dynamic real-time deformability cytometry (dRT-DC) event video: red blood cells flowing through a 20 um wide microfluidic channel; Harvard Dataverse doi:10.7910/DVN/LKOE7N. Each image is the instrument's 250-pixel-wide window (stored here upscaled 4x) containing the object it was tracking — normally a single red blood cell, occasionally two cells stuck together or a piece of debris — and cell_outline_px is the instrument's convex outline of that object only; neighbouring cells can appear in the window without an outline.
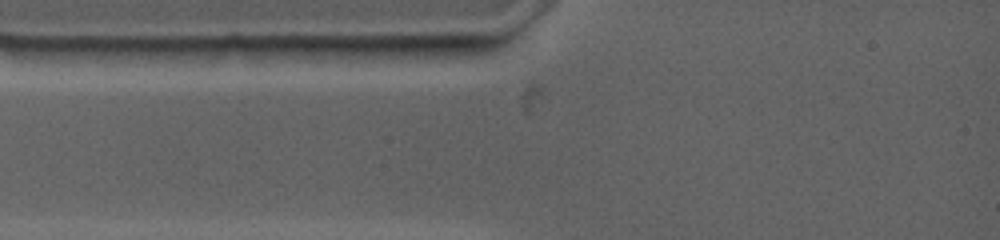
{"species": "common noctule bat (a hibernating species)", "species_latin": "Nyctalus noctula", "temperature_condition": "warm", "stored_images_in_passage": 1, "camera_frame_rate_fps": 4500, "um_per_image_px": 0.085, "animal": {"sex": "female", "body_mass_g": 19.0, "forearm_length_mm": 53.3}, "frame": {"image": 1, "passage_image": 1, "time_ms": 0.0, "image_size_px": [1000, 240], "cell_outline_px": [[472, 48], [428, 64], [320, 64], [300, 48], [424, 44], [472, 44]], "centroid_in_image_um": [32.77, 4.58], "position_along_channel_um": 52.2, "area_um2": 19.36}}